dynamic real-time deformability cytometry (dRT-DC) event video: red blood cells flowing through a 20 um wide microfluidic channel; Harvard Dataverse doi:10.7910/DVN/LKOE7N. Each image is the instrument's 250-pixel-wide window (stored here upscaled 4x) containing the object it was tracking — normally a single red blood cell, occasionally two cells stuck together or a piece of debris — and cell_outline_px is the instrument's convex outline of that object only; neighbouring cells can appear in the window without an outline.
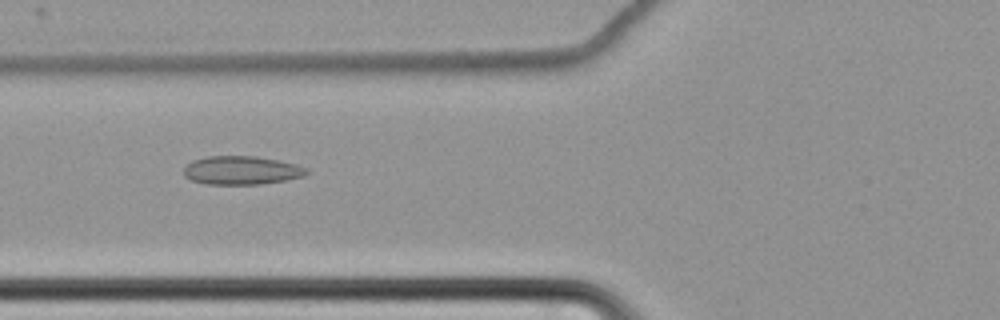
{"species": "common noctule bat (a hibernating species)", "species_latin": "Nyctalus noctula", "temperature_condition": "cold", "stored_images_in_passage": 36, "camera_frame_rate_fps": 3000, "um_per_image_px": 0.085, "animal": {"sex": "female", "body_mass_g": 22.7, "forearm_length_mm": 54.2}, "frame": {"image": 1, "passage_image": 27, "time_ms": 8.667, "image_size_px": [1000, 320], "cell_outline_px": [[308, 172], [304, 176], [284, 180], [260, 184], [208, 184], [192, 180], [184, 176], [184, 168], [192, 160], [208, 156], [256, 156], [296, 164], [308, 168]], "centroid_in_image_um": [20.53, 14.47], "position_along_channel_um": 105.3, "area_um2": 20.29}}
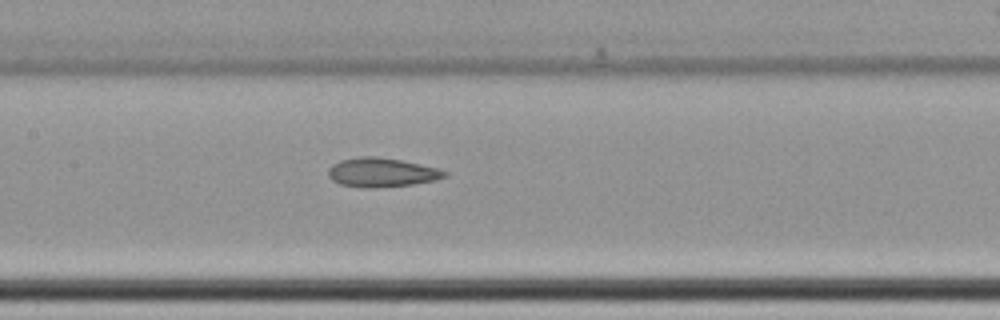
{"frame": {"image": 2, "passage_image": 33, "time_ms": 10.667, "image_size_px": [1000, 320], "cell_outline_px": [[448, 176], [436, 180], [412, 184], [372, 188], [364, 188], [340, 184], [332, 180], [328, 176], [328, 168], [332, 164], [340, 160], [360, 156], [376, 156], [400, 160], [420, 164], [436, 168], [448, 172]], "centroid_in_image_um": [32.42, 14.65], "position_along_channel_um": 175.0, "area_um2": 19.77}}
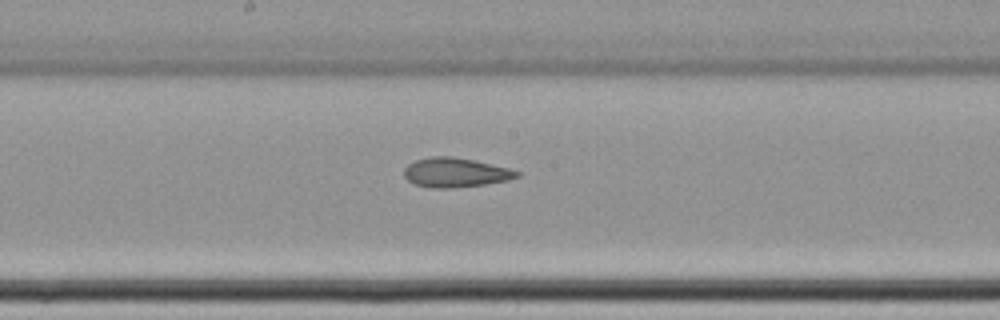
{"frame": {"image": 3, "passage_image": 36, "time_ms": 11.667, "image_size_px": [1000, 320], "cell_outline_px": [[520, 176], [508, 180], [484, 184], [452, 188], [432, 188], [412, 184], [404, 176], [404, 168], [408, 164], [416, 160], [432, 156], [452, 156], [472, 160], [508, 168], [520, 172]], "centroid_in_image_um": [38.67, 14.67], "position_along_channel_um": 209.5, "area_um2": 19.25}}